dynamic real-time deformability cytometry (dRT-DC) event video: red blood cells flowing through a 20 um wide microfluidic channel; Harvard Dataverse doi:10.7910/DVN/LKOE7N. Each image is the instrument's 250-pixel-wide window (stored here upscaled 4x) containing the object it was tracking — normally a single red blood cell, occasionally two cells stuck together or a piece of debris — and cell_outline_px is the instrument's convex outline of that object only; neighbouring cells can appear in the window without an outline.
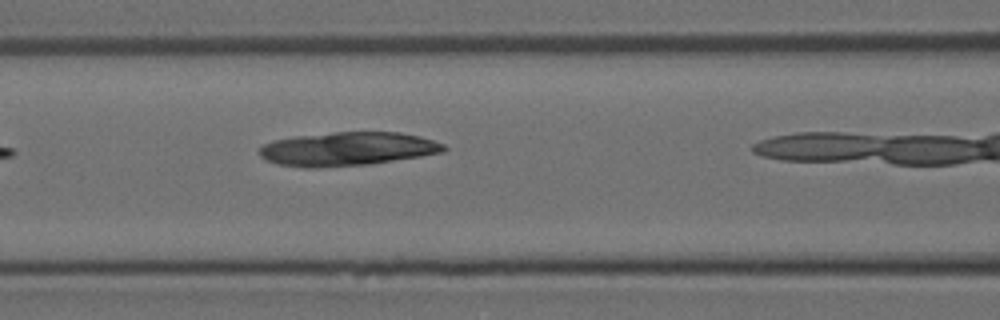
{"species": "Egyptian fruit bat (a non-hibernating species)", "species_latin": "Rousettus aegyptiacus", "temperature_condition": "room temperature", "stored_images_in_passage": 7, "camera_frame_rate_fps": 3000, "um_per_image_px": 0.085, "animal": {"sex": "female"}, "frame": {"image": 1, "passage_image": 6, "time_ms": 1.667, "image_size_px": [1000, 320], "cell_outline_px": [[448, 148], [444, 152], [420, 156], [368, 164], [316, 168], [304, 168], [276, 164], [260, 156], [256, 152], [264, 144], [272, 140], [296, 136], [332, 132], [400, 132], [420, 136], [444, 144]], "centroid_in_image_um": [29.5, 12.66], "position_along_channel_um": 137.1, "area_um2": 36.36}}